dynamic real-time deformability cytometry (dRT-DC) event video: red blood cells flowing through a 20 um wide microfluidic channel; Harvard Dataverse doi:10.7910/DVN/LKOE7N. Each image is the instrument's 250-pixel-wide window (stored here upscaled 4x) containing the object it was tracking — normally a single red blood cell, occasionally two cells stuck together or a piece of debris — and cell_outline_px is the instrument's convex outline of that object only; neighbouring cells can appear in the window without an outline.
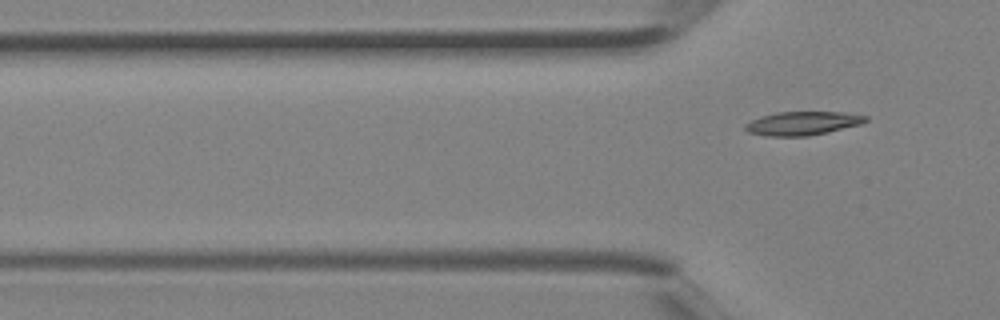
{"species": "Egyptian fruit bat (a non-hibernating species)", "species_latin": "Rousettus aegyptiacus", "temperature_condition": "room temperature", "stored_images_in_passage": 5, "camera_frame_rate_fps": 3000, "um_per_image_px": 0.085, "animal": {"sex": "female"}, "frame": {"image": 1, "passage_image": 5, "time_ms": 1.333, "image_size_px": [1000, 320], "cell_outline_px": [[868, 120], [860, 124], [828, 132], [808, 136], [764, 136], [748, 132], [744, 128], [744, 124], [760, 116], [776, 112], [844, 112], [868, 116]], "centroid_in_image_um": [68.19, 10.48], "position_along_channel_um": 57.6, "area_um2": 16.65}}